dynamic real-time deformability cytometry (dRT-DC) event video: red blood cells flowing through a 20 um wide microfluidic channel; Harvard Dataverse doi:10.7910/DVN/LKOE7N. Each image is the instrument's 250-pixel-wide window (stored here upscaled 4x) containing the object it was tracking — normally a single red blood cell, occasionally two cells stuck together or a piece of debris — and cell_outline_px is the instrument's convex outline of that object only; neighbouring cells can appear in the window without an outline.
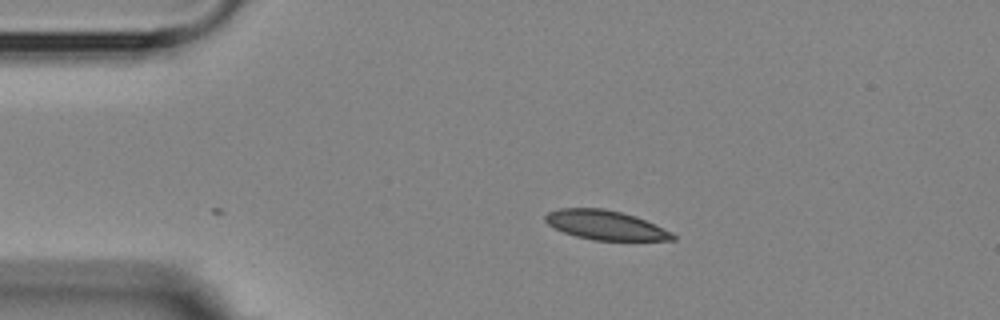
{"species": "Egyptian fruit bat (a non-hibernating species)", "species_latin": "Rousettus aegyptiacus", "temperature_condition": "room temperature", "stored_images_in_passage": 4, "camera_frame_rate_fps": 3000, "um_per_image_px": 0.085, "animal": {"sex": "female"}, "frame": {"image": 1, "passage_image": 2, "time_ms": 2.0, "image_size_px": [1000, 320], "cell_outline_px": [[676, 240], [592, 240], [576, 236], [564, 232], [548, 224], [544, 220], [544, 216], [548, 212], [560, 208], [604, 208], [636, 216], [672, 232], [676, 236]], "centroid_in_image_um": [51.46, 19.13], "position_along_channel_um": 33.5, "area_um2": 21.68}}
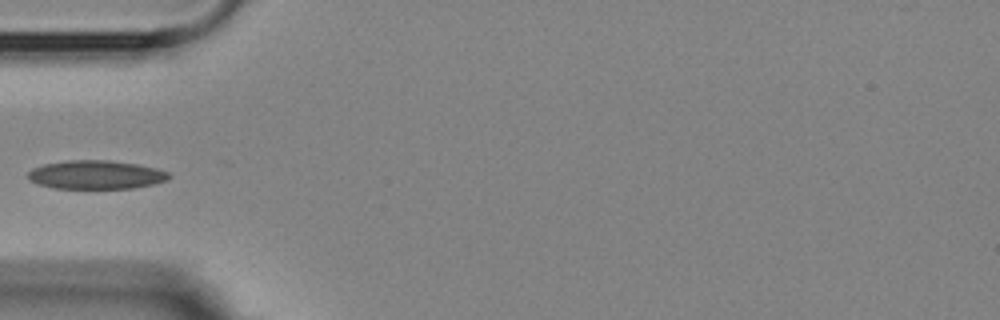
{"frame": {"image": 2, "passage_image": 4, "time_ms": 4.333, "image_size_px": [1000, 320], "cell_outline_px": [[172, 176], [168, 180], [152, 184], [132, 188], [56, 188], [36, 184], [28, 180], [28, 172], [32, 168], [44, 164], [68, 160], [108, 160], [136, 164], [156, 168], [168, 172]], "centroid_in_image_um": [8.14, 14.85], "position_along_channel_um": 76.9, "area_um2": 23.52}}